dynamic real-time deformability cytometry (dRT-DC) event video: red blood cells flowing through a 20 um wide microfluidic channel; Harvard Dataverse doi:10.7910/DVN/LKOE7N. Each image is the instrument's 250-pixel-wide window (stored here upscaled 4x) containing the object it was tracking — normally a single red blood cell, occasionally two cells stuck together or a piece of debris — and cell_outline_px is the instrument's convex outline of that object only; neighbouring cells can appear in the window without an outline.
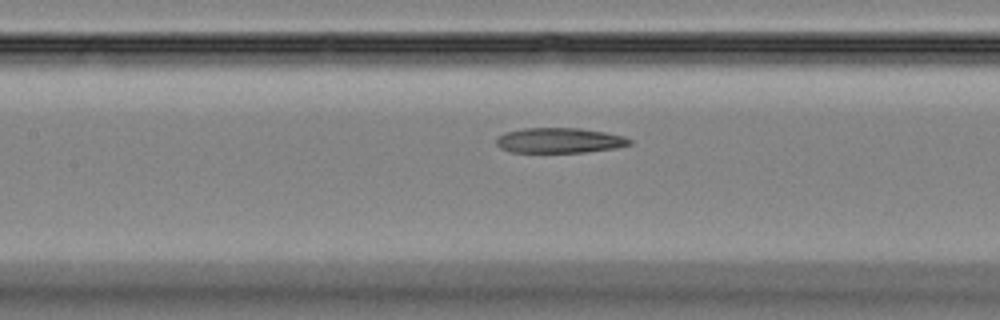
{"species": "Egyptian fruit bat (a non-hibernating species)", "species_latin": "Rousettus aegyptiacus", "temperature_condition": "room temperature", "stored_images_in_passage": 49, "camera_frame_rate_fps": 3000, "um_per_image_px": 0.085, "animal": {"sex": "female"}, "frame": {"image": 1, "passage_image": 22, "time_ms": 7.0, "image_size_px": [1000, 320], "cell_outline_px": [[632, 144], [616, 148], [584, 152], [512, 152], [500, 148], [496, 144], [496, 136], [504, 132], [524, 128], [580, 128], [604, 132], [624, 136], [632, 140]], "centroid_in_image_um": [47.53, 11.93], "position_along_channel_um": 159.9, "area_um2": 19.65}}
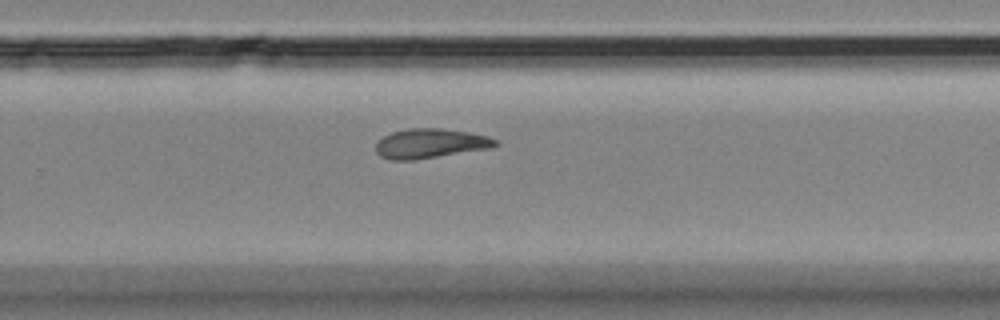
{"frame": {"image": 2, "passage_image": 32, "time_ms": 10.333, "image_size_px": [1000, 320], "cell_outline_px": [[500, 144], [492, 148], [416, 160], [388, 160], [380, 156], [376, 152], [376, 144], [384, 136], [392, 132], [408, 128], [440, 128], [468, 132], [488, 136], [496, 140]], "centroid_in_image_um": [36.59, 12.2], "position_along_channel_um": 293.2, "area_um2": 20.75}}
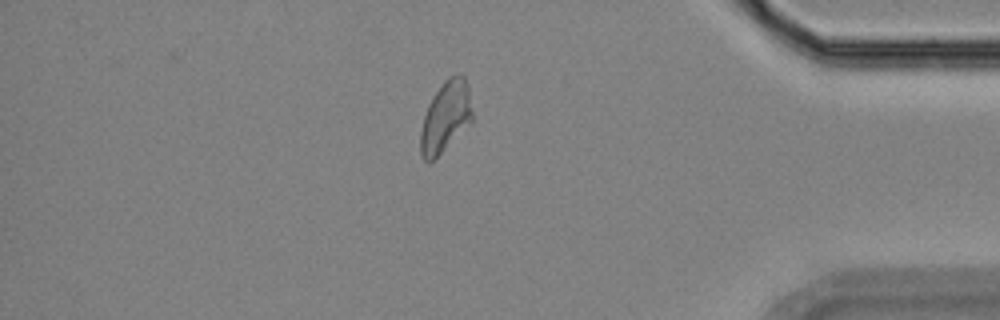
{"frame": {"image": 3, "passage_image": 42, "time_ms": 13.667, "image_size_px": [1000, 320], "cell_outline_px": [[472, 120], [428, 164], [420, 156], [420, 132], [424, 116], [428, 104], [432, 96], [444, 80], [448, 76], [464, 76], [468, 84], [472, 112]], "centroid_in_image_um": [37.84, 9.9], "position_along_channel_um": 397.4, "area_um2": 20.92}}